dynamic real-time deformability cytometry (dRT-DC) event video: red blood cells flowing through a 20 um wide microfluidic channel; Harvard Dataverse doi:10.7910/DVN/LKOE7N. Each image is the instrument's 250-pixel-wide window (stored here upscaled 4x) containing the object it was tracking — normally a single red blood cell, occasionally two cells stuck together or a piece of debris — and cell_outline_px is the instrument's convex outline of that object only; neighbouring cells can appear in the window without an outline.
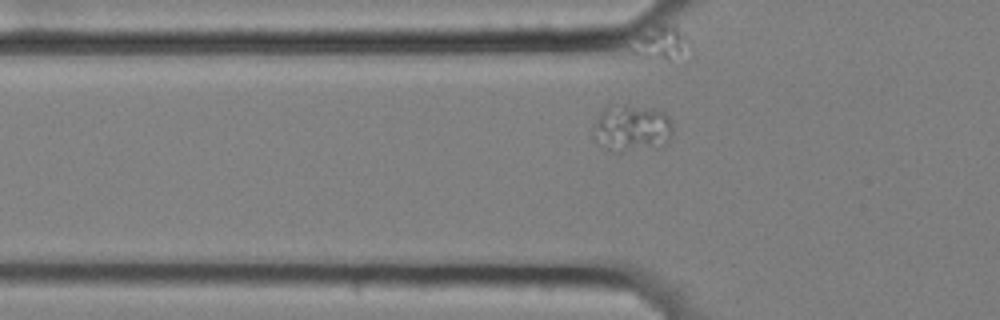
{"species": "common noctule bat (a hibernating species)", "species_latin": "Nyctalus noctula", "temperature_condition": "cold", "stored_images_in_passage": 43, "camera_frame_rate_fps": 3000, "um_per_image_px": 0.085, "animal": {"sex": "female", "body_mass_g": 25.1}, "frame": {"image": 1, "passage_image": 4, "time_ms": 1.0, "image_size_px": [1000, 320], "cell_outline_px": [[672, 136], [668, 144], [664, 148], [656, 148], [596, 140], [592, 132], [592, 128], [600, 112], [608, 104], [664, 112], [668, 116], [672, 124]], "centroid_in_image_um": [53.81, 10.78], "position_along_channel_um": 72.0, "area_um2": 19.54}}
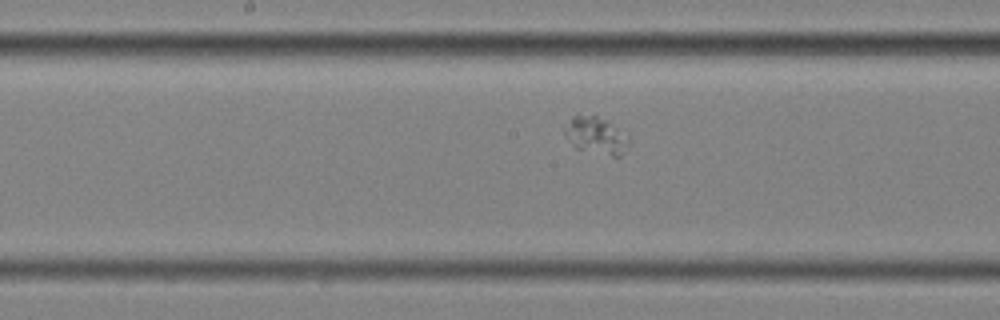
{"frame": {"image": 2, "passage_image": 15, "time_ms": 4.667, "image_size_px": [1000, 320], "cell_outline_px": [[628, 148], [620, 156], [612, 156], [576, 148], [564, 136], [564, 128], [572, 116], [576, 112], [596, 116], [608, 120], [624, 128], [628, 132]], "centroid_in_image_um": [50.69, 11.47], "position_along_channel_um": 197.5, "area_um2": 14.51}}
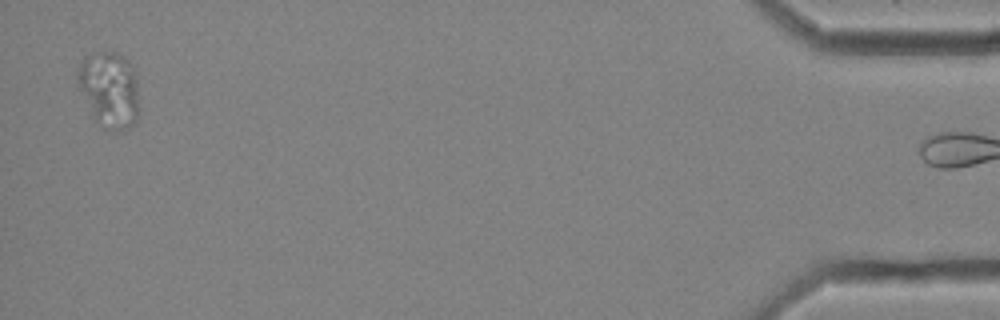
{"frame": {"image": 3, "passage_image": 42, "time_ms": 13.667, "image_size_px": [1000, 320], "cell_outline_px": [[140, 112], [136, 124], [112, 132], [104, 128], [96, 120], [76, 80], [76, 72], [84, 56], [92, 52], [104, 48], [116, 52], [124, 56], [132, 64], [136, 76]], "centroid_in_image_um": [9.33, 7.55], "position_along_channel_um": 425.9, "area_um2": 27.92}}